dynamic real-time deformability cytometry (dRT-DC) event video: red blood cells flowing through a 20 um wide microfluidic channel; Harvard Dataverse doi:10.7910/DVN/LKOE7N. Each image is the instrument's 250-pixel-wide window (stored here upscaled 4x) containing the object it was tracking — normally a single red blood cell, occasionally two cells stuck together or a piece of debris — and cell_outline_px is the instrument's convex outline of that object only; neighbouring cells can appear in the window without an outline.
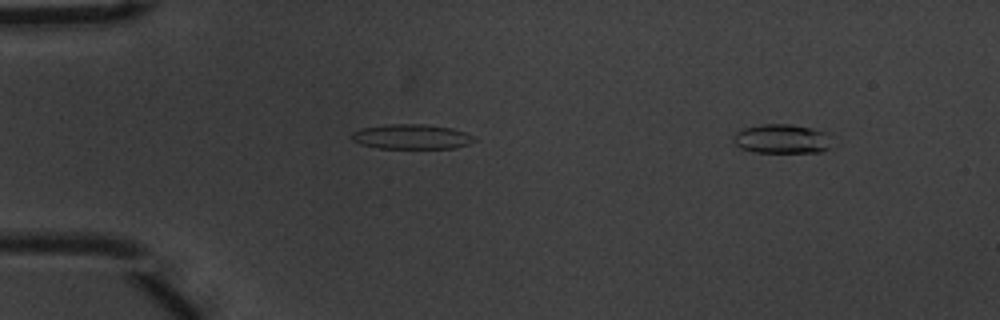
{"species": "common noctule bat (a hibernating species)", "species_latin": "Nyctalus noctula", "temperature_condition": "warm", "stored_images_in_passage": 3, "camera_frame_rate_fps": 3000, "um_per_image_px": 0.085, "animal": {"sex": "male", "body_mass_g": 20.1, "forearm_length_mm": 53.5}, "frame": {"image": 1, "passage_image": 3, "time_ms": 0.667, "image_size_px": [1000, 320], "cell_outline_px": [[828, 148], [820, 152], [752, 152], [740, 148], [732, 140], [732, 136], [736, 132], [744, 128], [760, 124], [792, 124], [812, 128], [828, 132]], "centroid_in_image_um": [66.4, 11.79], "position_along_channel_um": 18.6, "area_um2": 16.82}}